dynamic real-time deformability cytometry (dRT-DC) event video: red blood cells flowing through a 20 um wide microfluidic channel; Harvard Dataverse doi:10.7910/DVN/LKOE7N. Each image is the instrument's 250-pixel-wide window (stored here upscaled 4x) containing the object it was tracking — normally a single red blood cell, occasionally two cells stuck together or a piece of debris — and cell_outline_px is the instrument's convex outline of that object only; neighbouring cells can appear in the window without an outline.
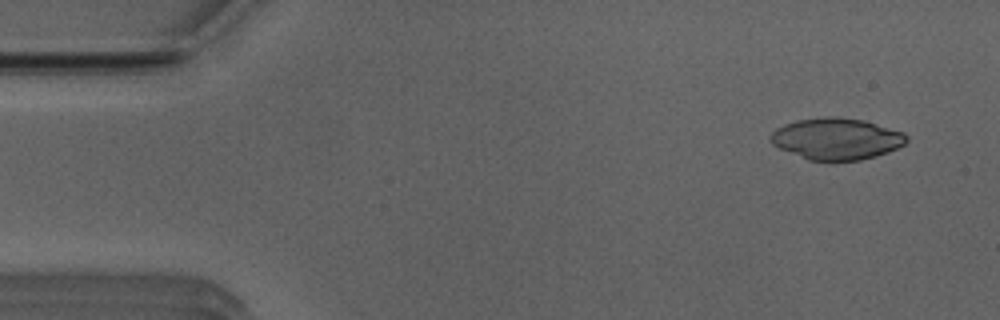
{"species": "Egyptian fruit bat (a non-hibernating species)", "species_latin": "Rousettus aegyptiacus", "temperature_condition": "room temperature", "stored_images_in_passage": 50, "camera_frame_rate_fps": 3000, "um_per_image_px": 0.085, "animal": {"sex": "male"}, "frame": {"image": 1, "passage_image": 3, "time_ms": 0.667, "image_size_px": [1000, 320], "cell_outline_px": [[908, 140], [904, 144], [888, 152], [876, 156], [860, 160], [808, 160], [780, 148], [772, 144], [768, 140], [768, 136], [776, 128], [784, 124], [796, 120], [828, 116], [832, 116], [864, 120], [904, 132], [908, 136]], "centroid_in_image_um": [71.09, 11.79], "position_along_channel_um": 13.9, "area_um2": 32.95}}